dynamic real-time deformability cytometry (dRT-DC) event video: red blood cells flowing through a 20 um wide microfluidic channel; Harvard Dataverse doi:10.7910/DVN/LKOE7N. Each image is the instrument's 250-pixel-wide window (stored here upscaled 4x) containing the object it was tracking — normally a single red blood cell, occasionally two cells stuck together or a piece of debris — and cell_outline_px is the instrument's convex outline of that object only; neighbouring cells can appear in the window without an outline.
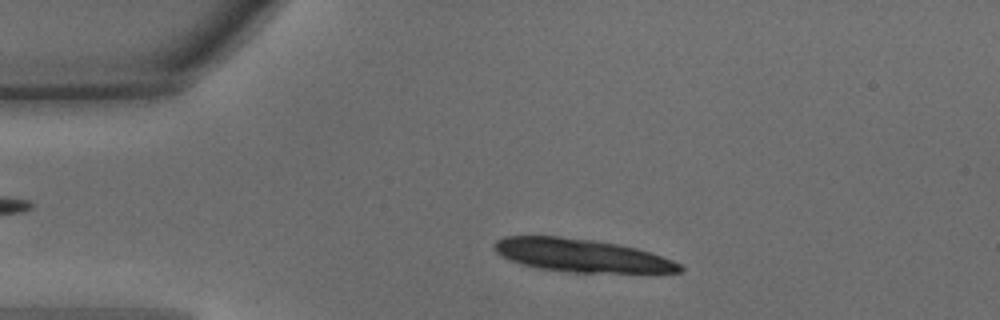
{"species": "common noctule bat (a hibernating species)", "species_latin": "Nyctalus noctula", "temperature_condition": "warm", "stored_images_in_passage": 38, "camera_frame_rate_fps": 3000, "um_per_image_px": 0.085, "animal": {"sex": "male", "body_mass_g": 15.6}, "frame": {"image": 1, "passage_image": 6, "time_ms": 1.667, "image_size_px": [1000, 320], "cell_outline_px": [[684, 268], [680, 272], [568, 272], [540, 268], [520, 264], [508, 260], [496, 252], [492, 244], [496, 240], [504, 236], [560, 236], [592, 240], [616, 244], [636, 248], [672, 260], [680, 264]], "centroid_in_image_um": [49.34, 21.7], "position_along_channel_um": 35.7, "area_um2": 35.37}}
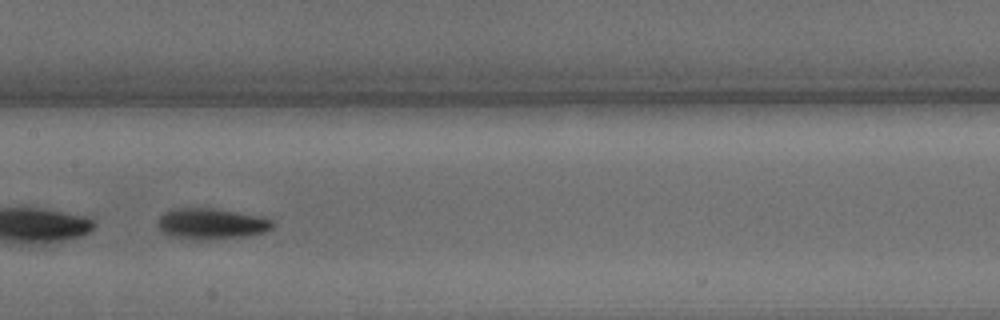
{"frame": {"image": 2, "passage_image": 20, "time_ms": 6.333, "image_size_px": [1000, 320], "cell_outline_px": [[276, 224], [272, 228], [264, 232], [244, 236], [200, 240], [192, 240], [168, 236], [156, 224], [156, 220], [164, 212], [176, 208], [216, 208], [260, 216], [272, 220]], "centroid_in_image_um": [17.93, 19.01], "position_along_channel_um": 189.5, "area_um2": 20.87}}
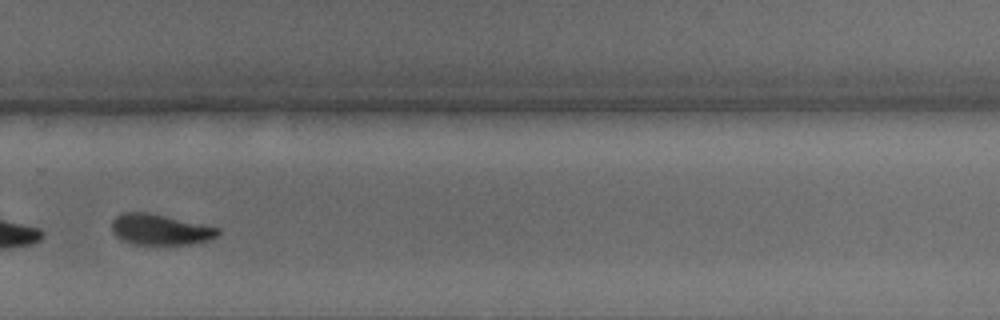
{"frame": {"image": 3, "passage_image": 29, "time_ms": 9.333, "image_size_px": [1000, 320], "cell_outline_px": [[220, 232], [216, 236], [208, 240], [192, 244], [132, 244], [120, 240], [112, 232], [112, 220], [116, 216], [124, 212], [148, 212], [220, 228]], "centroid_in_image_um": [13.58, 19.51], "position_along_channel_um": 316.2, "area_um2": 19.02}, "authors_computed_cell_mechanics": {"area_um2": 21.2993, "velocity_mm_per_s": 4.2412, "shape_relaxation_time_tau1_ms": 4.9305, "shape_relaxation_time_tau2_ms": 1.2834, "deformation_change_tau1": 0.2189, "deformation_change_tau2": 0.0572}}